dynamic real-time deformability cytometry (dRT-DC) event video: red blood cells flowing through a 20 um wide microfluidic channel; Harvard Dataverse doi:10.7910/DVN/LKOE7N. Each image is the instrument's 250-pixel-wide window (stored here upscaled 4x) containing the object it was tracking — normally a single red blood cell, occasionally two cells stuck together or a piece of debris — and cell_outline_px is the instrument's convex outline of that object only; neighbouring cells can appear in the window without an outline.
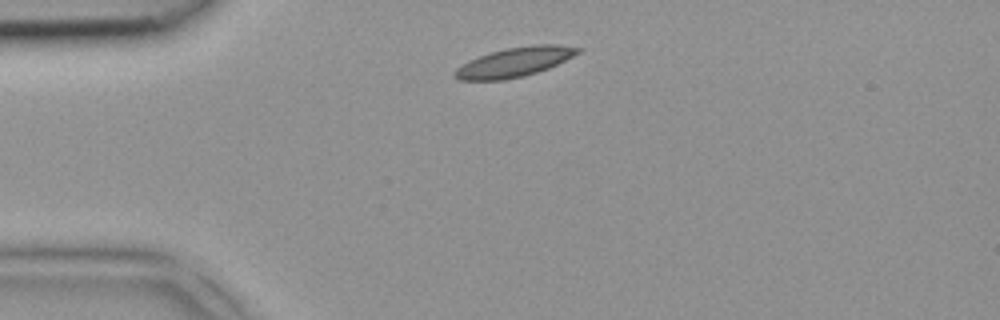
{"species": "common noctule bat (a hibernating species)", "species_latin": "Nyctalus noctula", "temperature_condition": "room temperature", "stored_images_in_passage": 3, "camera_frame_rate_fps": 3000, "um_per_image_px": 0.085, "animal": {"sex": "female", "body_mass_g": 18.4}, "frame": {"image": 1, "passage_image": 1, "time_ms": 0.0, "image_size_px": [1000, 320], "cell_outline_px": [[584, 48], [580, 52], [548, 68], [524, 76], [504, 80], [460, 80], [452, 76], [452, 72], [456, 68], [468, 60], [504, 48], [536, 44], [560, 44]], "centroid_in_image_um": [43.72, 5.27], "position_along_channel_um": 41.3, "area_um2": 21.15}}